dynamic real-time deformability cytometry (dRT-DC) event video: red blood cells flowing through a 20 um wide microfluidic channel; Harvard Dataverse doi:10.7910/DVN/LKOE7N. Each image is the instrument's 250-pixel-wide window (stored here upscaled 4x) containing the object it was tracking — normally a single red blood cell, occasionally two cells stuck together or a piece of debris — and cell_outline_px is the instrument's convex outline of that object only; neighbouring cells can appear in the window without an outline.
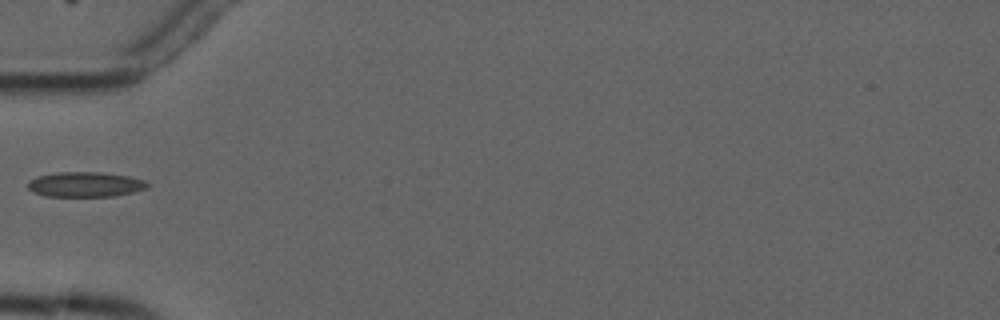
{"species": "common noctule bat (a hibernating species)", "species_latin": "Nyctalus noctula", "temperature_condition": "cold", "stored_images_in_passage": 1, "camera_frame_rate_fps": 3000, "um_per_image_px": 0.085, "animal": {"sex": "male", "forearm_length_mm": 52.5}, "frame": {"image": 1, "passage_image": 1, "time_ms": 0.0, "image_size_px": [1000, 320], "cell_outline_px": [[148, 188], [132, 192], [112, 196], [44, 196], [32, 192], [28, 188], [28, 180], [36, 176], [56, 172], [100, 172], [128, 176], [144, 180], [148, 184]], "centroid_in_image_um": [7.19, 15.67], "position_along_channel_um": 77.8, "area_um2": 17.46}}